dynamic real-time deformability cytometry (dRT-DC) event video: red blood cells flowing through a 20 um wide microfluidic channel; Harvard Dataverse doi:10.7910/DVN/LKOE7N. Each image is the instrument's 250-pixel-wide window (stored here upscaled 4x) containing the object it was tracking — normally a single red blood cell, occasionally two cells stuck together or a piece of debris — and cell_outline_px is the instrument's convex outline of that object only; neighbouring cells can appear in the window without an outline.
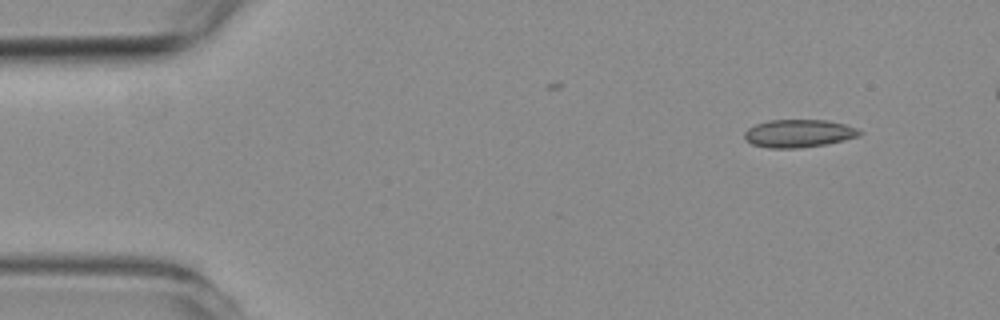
{"species": "common noctule bat (a hibernating species)", "species_latin": "Nyctalus noctula", "temperature_condition": "room temperature", "stored_images_in_passage": 4, "camera_frame_rate_fps": 3000, "um_per_image_px": 0.085, "animal": {"sex": "female", "body_mass_g": 19.3, "forearm_length_mm": 54.1}, "frame": {"image": 1, "passage_image": 1, "time_ms": 0.0, "image_size_px": [1000, 320], "cell_outline_px": [[864, 132], [860, 136], [844, 140], [824, 144], [800, 148], [768, 148], [752, 144], [744, 140], [744, 132], [748, 128], [756, 124], [768, 120], [828, 120], [844, 124], [856, 128]], "centroid_in_image_um": [67.88, 11.34], "position_along_channel_um": 17.1, "area_um2": 18.79}}